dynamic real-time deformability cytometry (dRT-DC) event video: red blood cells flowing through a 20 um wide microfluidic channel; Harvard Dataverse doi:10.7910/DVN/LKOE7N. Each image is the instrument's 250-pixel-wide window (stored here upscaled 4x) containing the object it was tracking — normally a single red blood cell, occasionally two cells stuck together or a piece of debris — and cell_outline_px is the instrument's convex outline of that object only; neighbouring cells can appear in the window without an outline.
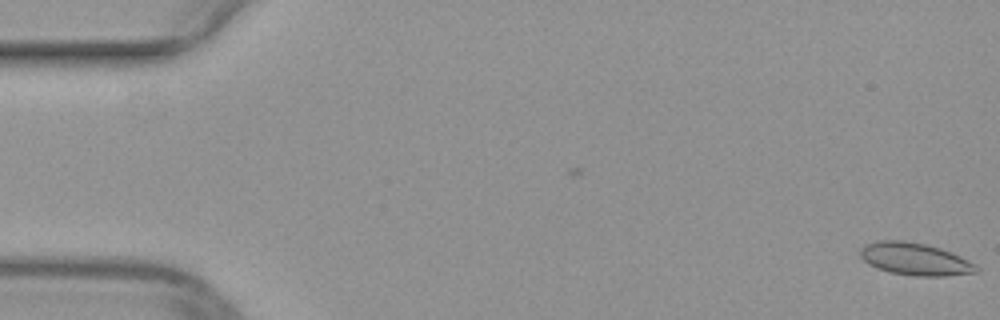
{"species": "common noctule bat (a hibernating species)", "species_latin": "Nyctalus noctula", "temperature_condition": "warm", "stored_images_in_passage": 3, "camera_frame_rate_fps": 3000, "um_per_image_px": 0.085, "animal": {"sex": "female", "body_mass_g": 29.2, "forearm_length_mm": 56.3}, "frame": {"image": 1, "passage_image": 3, "time_ms": 0.667, "image_size_px": [1000, 320], "cell_outline_px": [[980, 272], [944, 276], [916, 276], [888, 272], [876, 268], [868, 264], [860, 256], [860, 248], [864, 244], [880, 240], [904, 240], [924, 244], [940, 248], [952, 252], [976, 264], [980, 268]], "centroid_in_image_um": [77.78, 22.02], "position_along_channel_um": 7.2, "area_um2": 22.14}}